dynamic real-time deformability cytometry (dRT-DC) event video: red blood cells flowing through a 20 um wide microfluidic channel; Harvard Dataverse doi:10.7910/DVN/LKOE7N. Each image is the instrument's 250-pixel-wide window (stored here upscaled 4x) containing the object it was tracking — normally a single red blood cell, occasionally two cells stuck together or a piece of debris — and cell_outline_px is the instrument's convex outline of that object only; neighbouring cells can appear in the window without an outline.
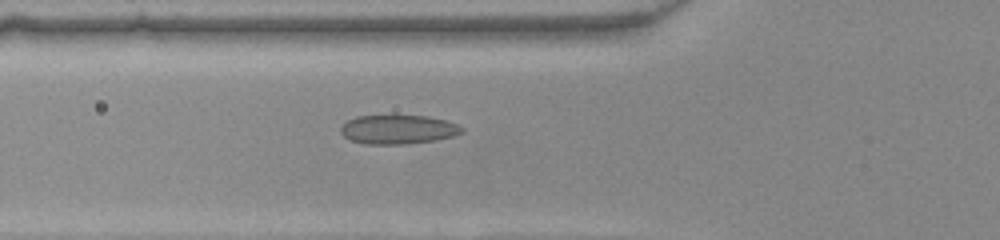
{"species": "common noctule bat (a hibernating species)", "species_latin": "Nyctalus noctula", "temperature_condition": "warm", "stored_images_in_passage": 39, "camera_frame_rate_fps": 3000, "um_per_image_px": 0.085, "animal": {"sex": "female", "body_mass_g": 22.0, "forearm_length_mm": 56.7}, "frame": {"image": 1, "passage_image": 8, "time_ms": 2.333, "image_size_px": [1000, 240], "cell_outline_px": [[464, 132], [452, 136], [432, 140], [404, 144], [368, 144], [348, 140], [340, 132], [340, 128], [348, 120], [356, 116], [428, 116], [448, 120], [464, 128]], "centroid_in_image_um": [33.83, 11.0], "position_along_channel_um": 92.0, "area_um2": 20.4}}
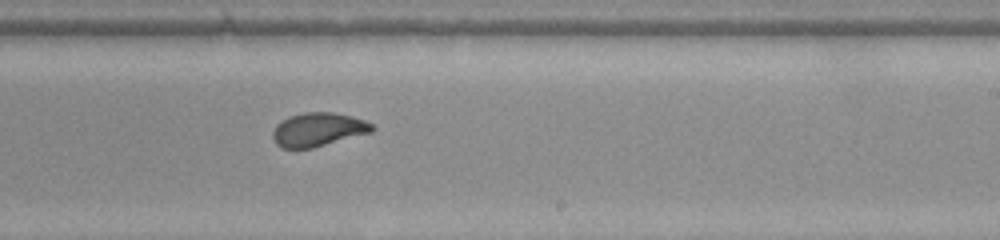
{"frame": {"image": 2, "passage_image": 20, "time_ms": 6.333, "image_size_px": [1000, 240], "cell_outline_px": [[376, 128], [372, 132], [312, 148], [280, 148], [276, 144], [272, 136], [272, 132], [276, 124], [288, 116], [304, 112], [332, 112], [352, 116], [364, 120], [372, 124]], "centroid_in_image_um": [27.02, 11.01], "position_along_channel_um": 262.0, "area_um2": 19.59}}
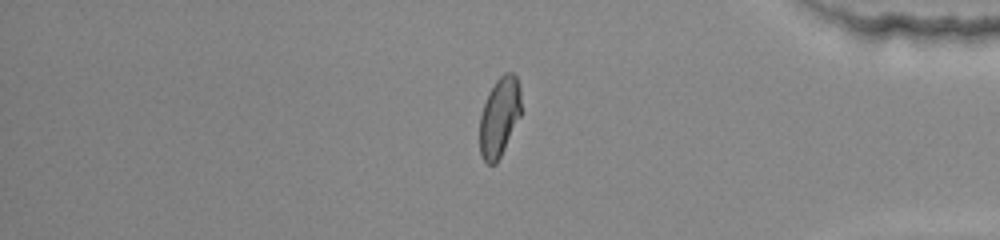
{"frame": {"image": 3, "passage_image": 31, "time_ms": 10.0, "image_size_px": [1000, 240], "cell_outline_px": [[520, 116], [496, 164], [488, 164], [480, 156], [480, 116], [488, 92], [496, 80], [504, 72], [512, 72], [516, 76], [520, 88]], "centroid_in_image_um": [42.44, 9.92], "position_along_channel_um": 392.8, "area_um2": 18.96}}